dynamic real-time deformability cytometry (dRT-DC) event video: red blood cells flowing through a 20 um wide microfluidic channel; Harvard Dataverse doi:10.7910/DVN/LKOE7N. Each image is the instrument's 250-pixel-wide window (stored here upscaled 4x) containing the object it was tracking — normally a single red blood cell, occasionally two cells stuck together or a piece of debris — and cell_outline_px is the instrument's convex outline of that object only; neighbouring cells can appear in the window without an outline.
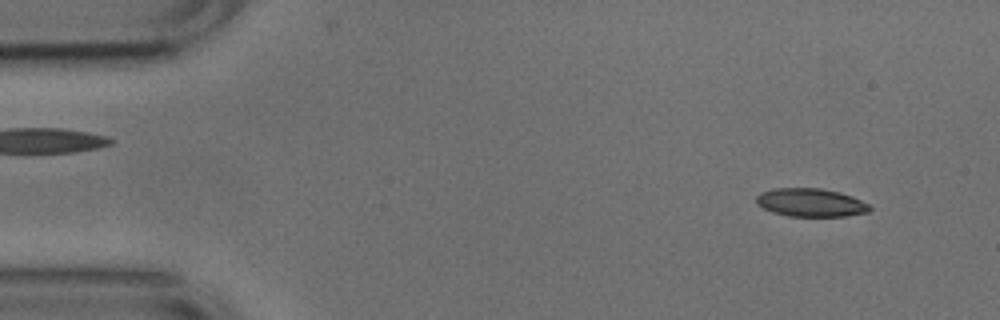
{"species": "common noctule bat (a hibernating species)", "species_latin": "Nyctalus noctula", "temperature_condition": "cold", "stored_images_in_passage": 52, "camera_frame_rate_fps": 3000, "um_per_image_px": 0.085, "animal": {"sex": "male", "body_mass_g": 17.9, "forearm_length_mm": 54.2}, "frame": {"image": 1, "passage_image": 4, "time_ms": 1.0, "image_size_px": [1000, 320], "cell_outline_px": [[872, 208], [868, 212], [844, 216], [788, 216], [772, 212], [756, 204], [756, 196], [760, 192], [772, 188], [820, 188], [840, 192], [852, 196], [868, 204]], "centroid_in_image_um": [68.88, 17.21], "position_along_channel_um": 16.1, "area_um2": 18.73}}
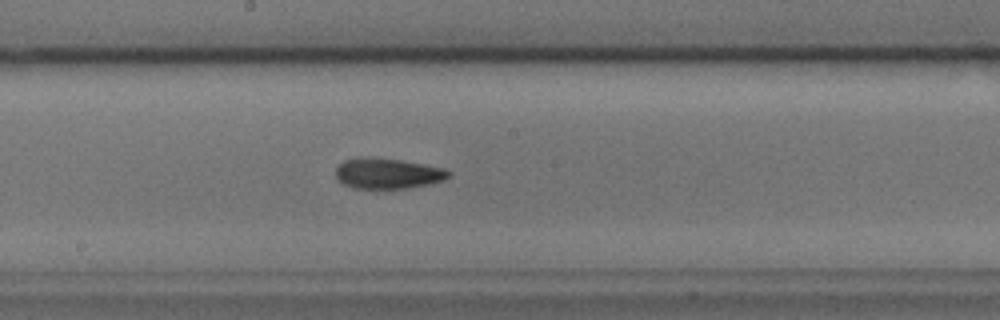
{"frame": {"image": 2, "passage_image": 27, "time_ms": 8.667, "image_size_px": [1000, 320], "cell_outline_px": [[452, 172], [444, 180], [428, 184], [408, 188], [356, 188], [344, 184], [336, 180], [336, 168], [344, 160], [400, 160], [424, 164], [444, 168]], "centroid_in_image_um": [33.0, 14.79], "position_along_channel_um": 215.2, "area_um2": 19.25}}
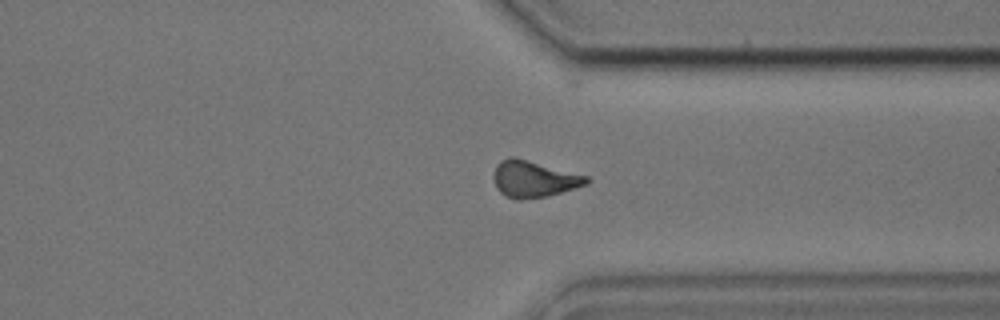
{"frame": {"image": 3, "passage_image": 39, "time_ms": 12.667, "image_size_px": [1000, 320], "cell_outline_px": [[592, 180], [588, 184], [560, 192], [544, 196], [520, 200], [516, 200], [504, 196], [496, 188], [492, 176], [496, 164], [500, 160], [508, 156], [516, 156], [588, 176]], "centroid_in_image_um": [45.33, 15.19], "position_along_channel_um": 366.1, "area_um2": 20.11}, "authors_computed_cell_mechanics": {"area_um2": 19.2474, "velocity_mm_per_s": 3.7929, "shape_relaxation_time_tau1_ms": 5.329, "shape_relaxation_time_tau2_ms": 3.8583, "deformation_change_tau1": 0.1577, "deformation_change_tau2": 0.1149}}